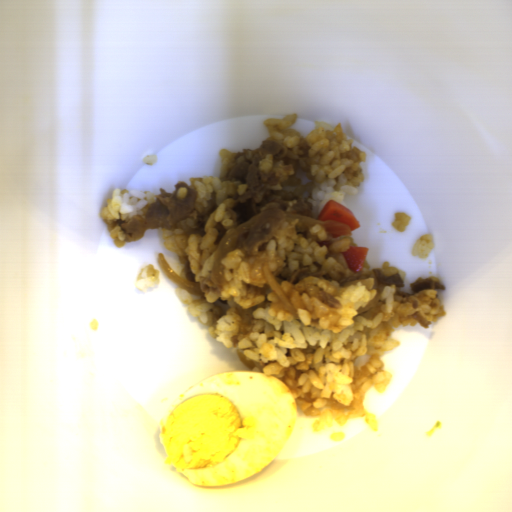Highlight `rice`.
<instances>
[{"instance_id":"652b925c","label":"rice","mask_w":512,"mask_h":512,"mask_svg":"<svg viewBox=\"0 0 512 512\" xmlns=\"http://www.w3.org/2000/svg\"><path fill=\"white\" fill-rule=\"evenodd\" d=\"M219 155V177L189 182L198 194L196 216L170 230L160 227L165 249L183 265L179 275L199 282L203 293L179 287L177 300L230 353L243 350L246 360L259 363L260 372L280 379L301 413L317 418L314 432L332 428L333 421L344 427L348 419L361 417L377 432L378 418L368 413L364 400L372 387L382 393L393 379L380 357L401 344L391 336L396 328L419 324L415 313L431 323L447 315L438 290L408 293L396 284H378L367 259L361 271H350L342 252L350 249L351 237L333 238L321 223L297 232L299 218L290 224L284 220L257 254L237 247L226 253L220 263L228 284L219 288L213 281L215 257L223 238L238 227L240 217L232 208L248 188L236 177L222 181L236 153L223 148ZM266 260L299 317L284 311L270 290L261 269ZM309 266V272L325 271L322 278L310 276L296 285L288 281L296 269ZM320 289L342 308L323 303Z\"/></svg>"},{"instance_id":"a3056103","label":"rice","mask_w":512,"mask_h":512,"mask_svg":"<svg viewBox=\"0 0 512 512\" xmlns=\"http://www.w3.org/2000/svg\"><path fill=\"white\" fill-rule=\"evenodd\" d=\"M142 159H143L144 163L147 165V164H152V163L156 162L158 159V156H157V154L146 155Z\"/></svg>"},{"instance_id":"023b6e5f","label":"rice","mask_w":512,"mask_h":512,"mask_svg":"<svg viewBox=\"0 0 512 512\" xmlns=\"http://www.w3.org/2000/svg\"><path fill=\"white\" fill-rule=\"evenodd\" d=\"M296 121L295 113L263 121L270 141L287 147V152L282 159L265 154L257 168L260 176L275 173L279 177L277 185L266 184L271 189L267 202L303 194L317 219L329 200L343 205L345 195H358L357 187L365 180L360 164L366 162V152L353 148L355 139L342 132L341 122L334 127L315 120L314 129L303 137L291 128Z\"/></svg>"},{"instance_id":"acb35da6","label":"rice","mask_w":512,"mask_h":512,"mask_svg":"<svg viewBox=\"0 0 512 512\" xmlns=\"http://www.w3.org/2000/svg\"><path fill=\"white\" fill-rule=\"evenodd\" d=\"M160 283V269H155L153 264L142 267L133 282L135 288L140 289L144 293H147L149 287H155V285H160Z\"/></svg>"},{"instance_id":"b023fe2a","label":"rice","mask_w":512,"mask_h":512,"mask_svg":"<svg viewBox=\"0 0 512 512\" xmlns=\"http://www.w3.org/2000/svg\"><path fill=\"white\" fill-rule=\"evenodd\" d=\"M434 247L432 235L425 234L415 241L411 254L424 259Z\"/></svg>"},{"instance_id":"8eca5e8b","label":"rice","mask_w":512,"mask_h":512,"mask_svg":"<svg viewBox=\"0 0 512 512\" xmlns=\"http://www.w3.org/2000/svg\"><path fill=\"white\" fill-rule=\"evenodd\" d=\"M156 194L152 191L139 189H113L111 198H107V206L102 207L99 215L106 223L107 230L116 248L125 244L126 234L118 220L127 222L132 215H140L146 219L143 208L156 202Z\"/></svg>"},{"instance_id":"e3fd555f","label":"rice","mask_w":512,"mask_h":512,"mask_svg":"<svg viewBox=\"0 0 512 512\" xmlns=\"http://www.w3.org/2000/svg\"><path fill=\"white\" fill-rule=\"evenodd\" d=\"M411 221V216H408L407 213L403 212H394V220L392 222V225L401 231H405L406 227Z\"/></svg>"}]
</instances>
